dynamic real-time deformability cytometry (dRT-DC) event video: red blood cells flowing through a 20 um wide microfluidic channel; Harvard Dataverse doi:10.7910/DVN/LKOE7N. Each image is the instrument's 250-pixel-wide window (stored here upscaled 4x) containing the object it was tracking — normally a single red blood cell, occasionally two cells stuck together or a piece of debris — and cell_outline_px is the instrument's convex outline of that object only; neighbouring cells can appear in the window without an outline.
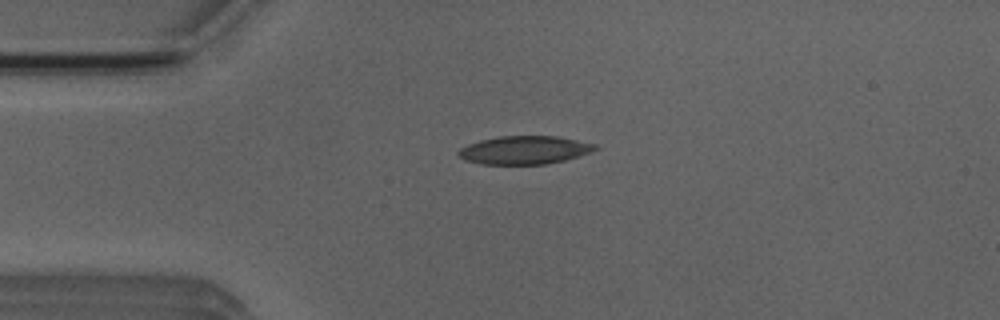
{"species": "Egyptian fruit bat (a non-hibernating species)", "species_latin": "Rousettus aegyptiacus", "temperature_condition": "room temperature", "stored_images_in_passage": 1, "camera_frame_rate_fps": 3000, "um_per_image_px": 0.085, "animal": {"sex": "male"}, "frame": {"image": 1, "passage_image": 1, "time_ms": 0.0, "image_size_px": [1000, 320], "cell_outline_px": [[600, 148], [592, 152], [564, 160], [544, 164], [480, 164], [464, 160], [456, 156], [456, 152], [460, 148], [468, 144], [480, 140], [500, 136], [556, 136], [596, 144]], "centroid_in_image_um": [44.55, 12.76], "position_along_channel_um": 40.5, "area_um2": 22.6}}